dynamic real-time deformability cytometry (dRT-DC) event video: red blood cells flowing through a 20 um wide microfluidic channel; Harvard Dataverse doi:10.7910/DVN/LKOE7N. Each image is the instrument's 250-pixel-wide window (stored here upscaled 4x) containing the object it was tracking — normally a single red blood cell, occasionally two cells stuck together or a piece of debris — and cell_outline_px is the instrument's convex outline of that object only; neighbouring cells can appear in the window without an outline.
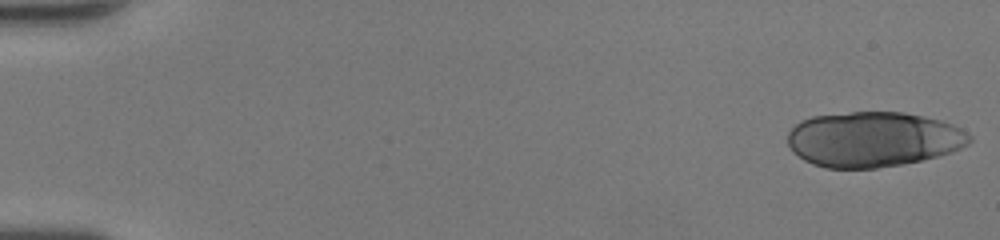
{"species": "human", "species_latin": "Homo sapiens", "temperature_condition": "room temperature", "stored_images_in_passage": 19, "camera_frame_rate_fps": 3000, "um_per_image_px": 0.085, "donor": {"sex": "female"}, "frame": {"image": 1, "passage_image": 1, "time_ms": 0.0, "image_size_px": [1000, 240], "cell_outline_px": [[972, 140], [968, 144], [952, 152], [920, 160], [900, 164], [876, 168], [824, 168], [812, 164], [804, 160], [792, 152], [788, 144], [788, 132], [800, 120], [812, 116], [852, 112], [904, 112], [924, 116], [940, 120], [952, 124], [968, 132], [972, 136]], "centroid_in_image_um": [74.21, 11.84], "position_along_channel_um": 10.8, "area_um2": 58.61}}